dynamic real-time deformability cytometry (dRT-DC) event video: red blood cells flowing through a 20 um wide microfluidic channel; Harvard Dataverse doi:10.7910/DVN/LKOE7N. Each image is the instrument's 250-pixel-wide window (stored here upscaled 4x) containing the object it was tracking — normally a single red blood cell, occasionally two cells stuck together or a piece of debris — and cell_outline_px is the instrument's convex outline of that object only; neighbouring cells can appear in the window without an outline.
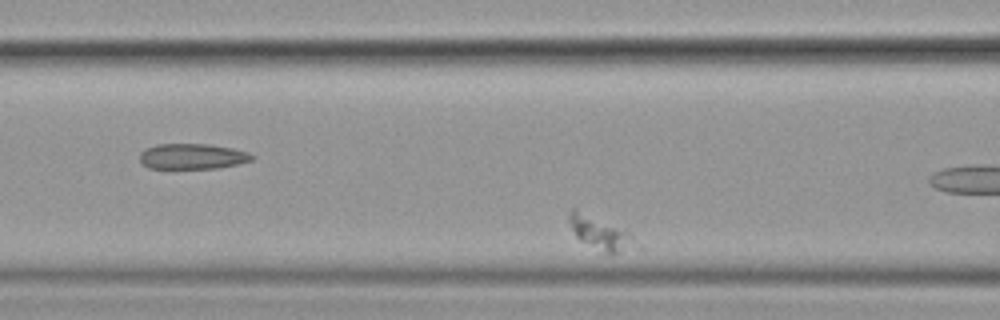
{"species": "common noctule bat (a hibernating species)", "species_latin": "Nyctalus noctula", "temperature_condition": "cold", "stored_images_in_passage": 57, "segment_of_instrument_passage": [1, 2], "camera_frame_rate_fps": 3000, "um_per_image_px": 0.085, "animal": {"sex": "female", "body_mass_g": 19.9}, "frame": {"image": 1, "passage_image": 20, "time_ms": 6.333, "image_size_px": [1000, 320], "cell_outline_px": [[632, 236], [616, 252], [604, 252], [580, 240], [576, 236], [572, 228], [568, 216], [572, 208], [576, 208], [624, 228], [632, 232]], "centroid_in_image_um": [50.84, 19.67], "position_along_channel_um": 115.8, "area_um2": 11.68}}
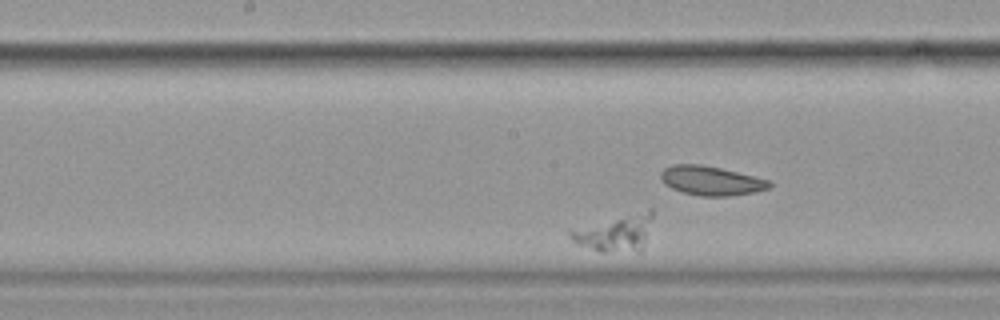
{"frame": {"image": 2, "passage_image": 29, "time_ms": 9.333, "image_size_px": [1000, 320], "cell_outline_px": [[652, 216], [644, 244], [640, 252], [600, 252], [580, 244], [572, 240], [568, 236], [568, 228], [648, 208], [652, 208]], "centroid_in_image_um": [52.25, 19.77], "position_along_channel_um": 195.9, "area_um2": 17.98}}
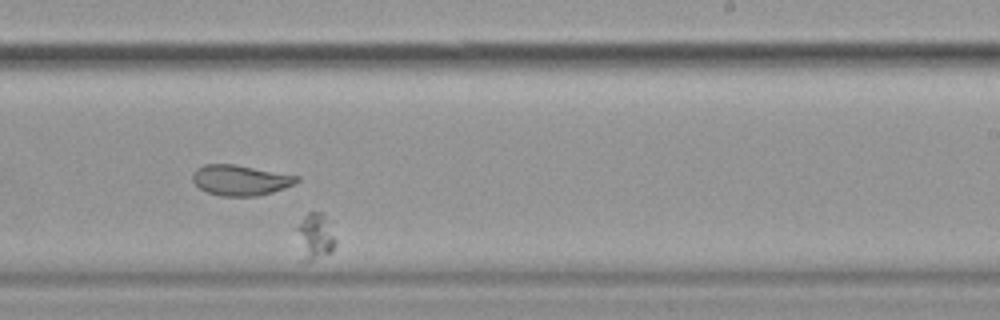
{"frame": {"image": 3, "passage_image": 36, "time_ms": 11.667, "image_size_px": [1000, 320], "cell_outline_px": [[336, 244], [332, 252], [304, 264], [296, 228], [304, 216], [308, 212], [324, 212], [336, 240]], "centroid_in_image_um": [26.8, 20.1], "position_along_channel_um": 262.2, "area_um2": 10.46}}